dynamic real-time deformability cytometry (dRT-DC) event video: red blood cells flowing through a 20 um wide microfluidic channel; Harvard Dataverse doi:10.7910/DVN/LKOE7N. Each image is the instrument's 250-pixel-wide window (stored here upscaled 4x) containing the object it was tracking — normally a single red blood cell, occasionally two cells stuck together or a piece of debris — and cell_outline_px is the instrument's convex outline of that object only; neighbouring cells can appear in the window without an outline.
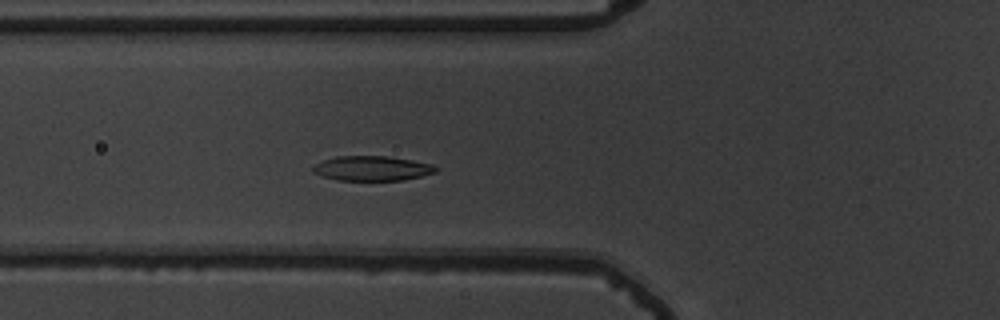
{"species": "common noctule bat (a hibernating species)", "species_latin": "Nyctalus noctula", "temperature_condition": "warm", "stored_images_in_passage": 47, "camera_frame_rate_fps": 3000, "um_per_image_px": 0.085, "animal": {"sex": "male", "body_mass_g": 19.5, "forearm_length_mm": 54.6}, "frame": {"image": 1, "passage_image": 12, "time_ms": 3.667, "image_size_px": [1000, 320], "cell_outline_px": [[440, 168], [436, 172], [404, 180], [336, 180], [312, 172], [312, 168], [316, 164], [324, 160], [336, 156], [392, 156], [432, 164]], "centroid_in_image_um": [31.66, 14.3], "position_along_channel_um": 94.1, "area_um2": 17.74}}
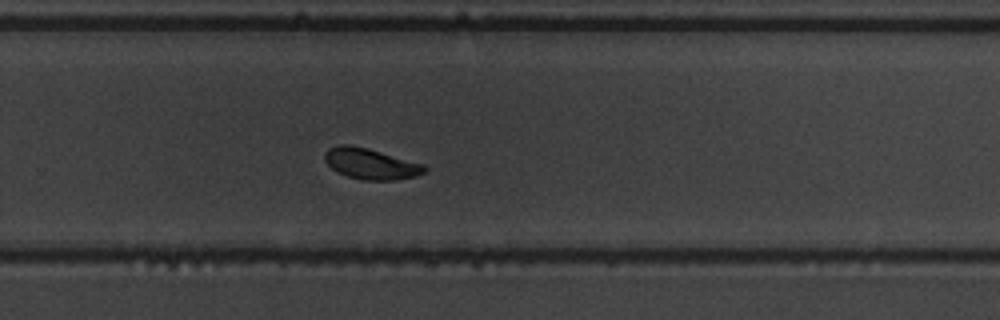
{"frame": {"image": 2, "passage_image": 29, "time_ms": 9.333, "image_size_px": [1000, 320], "cell_outline_px": [[428, 168], [424, 172], [416, 176], [396, 180], [364, 180], [348, 176], [336, 172], [324, 160], [324, 152], [328, 148], [340, 144], [348, 144], [368, 148], [424, 164]], "centroid_in_image_um": [31.5, 13.91], "position_along_channel_um": 298.3, "area_um2": 18.03}}
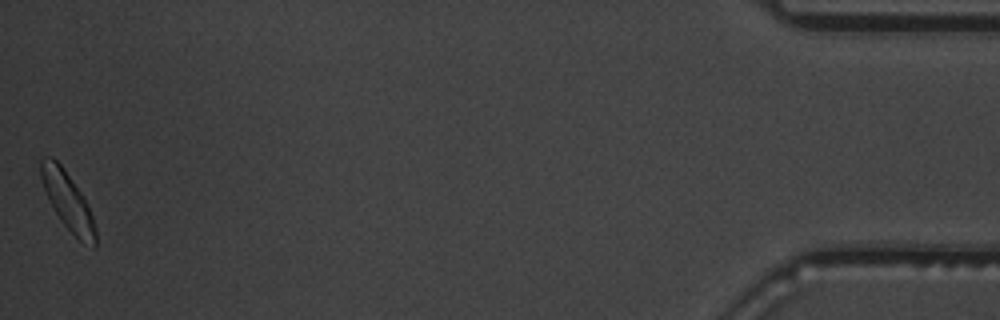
{"frame": {"image": 3, "passage_image": 47, "time_ms": 15.333, "image_size_px": [1000, 320], "cell_outline_px": [[96, 248], [84, 244], [60, 220], [44, 188], [40, 176], [40, 160], [44, 156], [52, 156], [64, 168], [80, 192], [92, 216], [96, 228]], "centroid_in_image_um": [5.75, 17.07], "position_along_channel_um": 429.4, "area_um2": 17.86}, "authors_computed_cell_mechanics": {"area_um2": 17.9758, "velocity_mm_per_s": 3.6103, "shape_relaxation_time_tau1_ms": null, "shape_relaxation_time_tau2_ms": 1.2172, "deformation_change_tau1": null, "deformation_change_tau2": 0.0442}}